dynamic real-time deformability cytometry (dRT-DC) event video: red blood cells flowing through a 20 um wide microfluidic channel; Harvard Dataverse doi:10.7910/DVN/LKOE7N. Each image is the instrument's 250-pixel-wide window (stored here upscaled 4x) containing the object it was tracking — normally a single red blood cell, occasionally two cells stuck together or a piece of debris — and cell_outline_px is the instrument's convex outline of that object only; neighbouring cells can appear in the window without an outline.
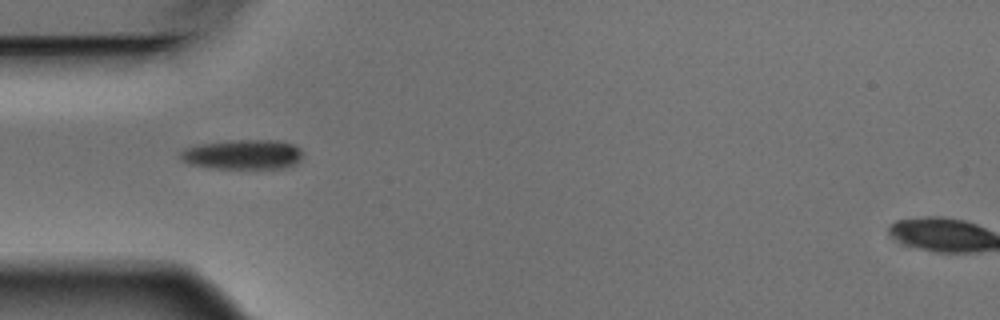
{"species": "Egyptian fruit bat (a non-hibernating species)", "species_latin": "Rousettus aegyptiacus", "temperature_condition": "warm", "stored_images_in_passage": 7, "camera_frame_rate_fps": 3000, "um_per_image_px": 0.085, "animal": {"sex": "male"}, "frame": {"image": 1, "passage_image": 5, "time_ms": 1.333, "image_size_px": [1000, 320], "cell_outline_px": [[304, 156], [296, 164], [284, 168], [208, 168], [188, 164], [180, 160], [176, 152], [184, 148], [196, 144], [228, 140], [276, 140], [296, 144], [304, 152]], "centroid_in_image_um": [20.6, 13.12], "position_along_channel_um": 64.4, "area_um2": 21.96}}
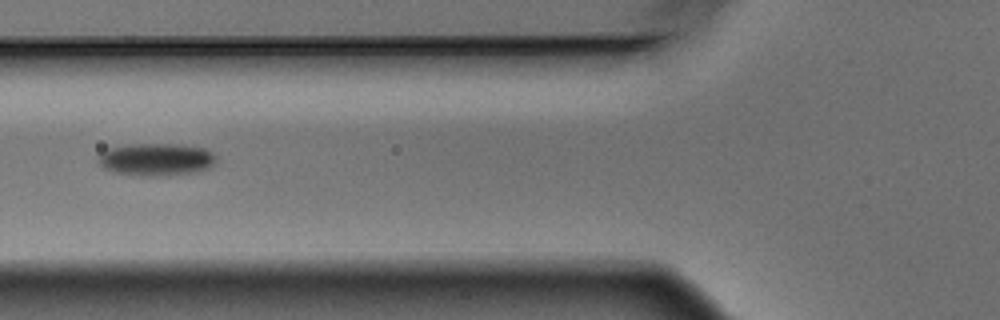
{"frame": {"image": 2, "passage_image": 6, "time_ms": 1.667, "image_size_px": [1000, 320], "cell_outline_px": [[216, 160], [212, 168], [196, 172], [168, 176], [140, 176], [116, 172], [100, 168], [96, 160], [100, 152], [108, 148], [128, 144], [180, 144], [204, 148], [212, 152], [216, 156]], "centroid_in_image_um": [13.26, 13.56], "position_along_channel_um": 112.5, "area_um2": 22.95}}
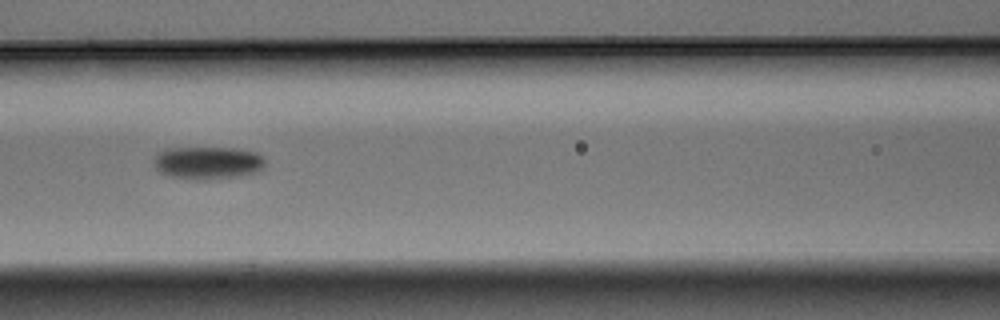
{"frame": {"image": 3, "passage_image": 7, "time_ms": 2.0, "image_size_px": [1000, 320], "cell_outline_px": [[264, 164], [260, 172], [236, 176], [208, 180], [196, 180], [168, 176], [160, 172], [152, 164], [152, 160], [160, 152], [168, 148], [236, 148], [256, 152], [264, 156]], "centroid_in_image_um": [17.66, 13.84], "position_along_channel_um": 148.9, "area_um2": 21.44}}